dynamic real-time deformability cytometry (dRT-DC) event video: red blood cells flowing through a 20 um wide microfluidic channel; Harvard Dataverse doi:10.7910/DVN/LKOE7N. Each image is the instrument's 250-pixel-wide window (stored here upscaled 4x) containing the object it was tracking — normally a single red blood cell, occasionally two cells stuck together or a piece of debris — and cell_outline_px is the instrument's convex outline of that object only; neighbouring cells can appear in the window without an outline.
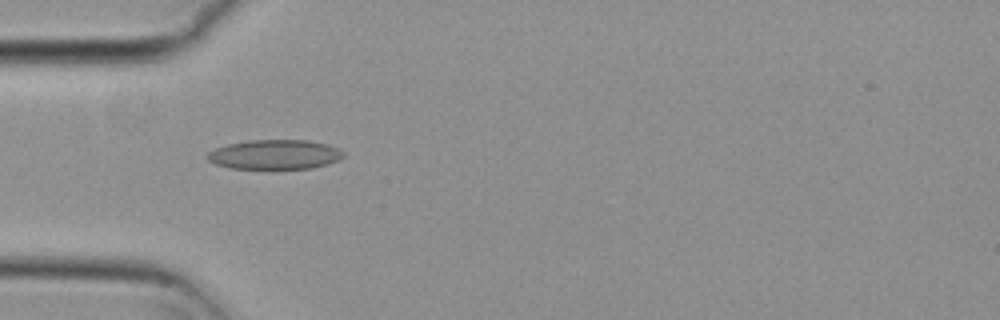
{"species": "common noctule bat (a hibernating species)", "species_latin": "Nyctalus noctula", "temperature_condition": "cold", "stored_images_in_passage": 27, "camera_frame_rate_fps": 3000, "um_per_image_px": 0.085, "animal": {"sex": "female", "body_mass_g": 29.2, "forearm_length_mm": 56.3}, "frame": {"image": 1, "passage_image": 1, "time_ms": 0.0, "image_size_px": [1000, 320], "cell_outline_px": [[344, 156], [340, 160], [328, 164], [312, 168], [232, 168], [216, 164], [208, 160], [208, 152], [216, 148], [228, 144], [248, 140], [308, 140], [328, 144], [344, 152]], "centroid_in_image_um": [23.4, 13.12], "position_along_channel_um": 61.6, "area_um2": 23.29}}
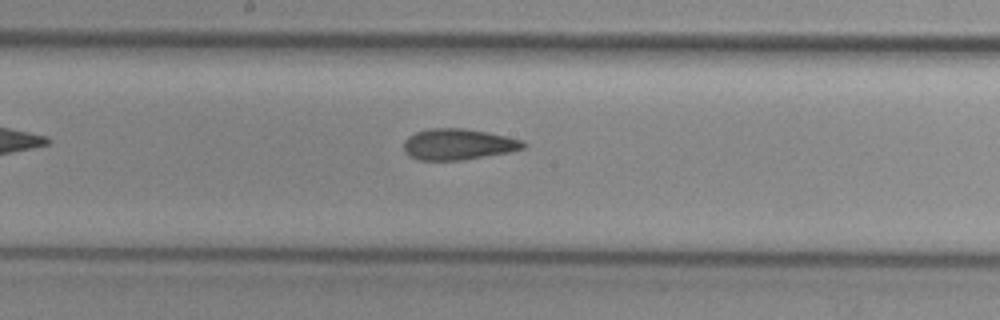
{"frame": {"image": 2, "passage_image": 13, "time_ms": 4.0, "image_size_px": [1000, 320], "cell_outline_px": [[528, 144], [524, 148], [508, 152], [460, 160], [420, 160], [408, 156], [404, 152], [404, 140], [408, 136], [416, 132], [428, 128], [464, 128], [488, 132], [524, 140]], "centroid_in_image_um": [38.93, 12.25], "position_along_channel_um": 209.3, "area_um2": 21.73}}
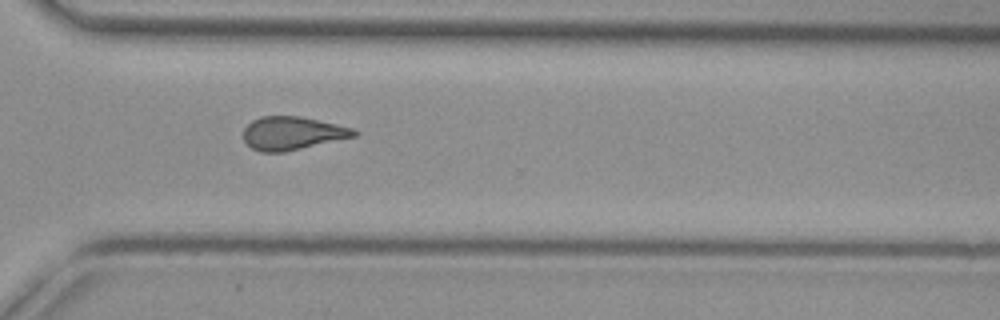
{"frame": {"image": 3, "passage_image": 24, "time_ms": 7.667, "image_size_px": [1000, 320], "cell_outline_px": [[360, 132], [356, 136], [284, 152], [260, 152], [252, 148], [244, 140], [244, 128], [252, 120], [260, 116], [300, 116], [336, 124], [352, 128]], "centroid_in_image_um": [24.84, 11.32], "position_along_channel_um": 345.8, "area_um2": 21.33}, "authors_computed_cell_mechanics": {"area_um2": 21.675, "velocity_mm_per_s": 3.7266, "shape_relaxation_time_tau1_ms": null, "shape_relaxation_time_tau2_ms": 2.8089, "deformation_change_tau1": null, "deformation_change_tau2": 0.1179}}